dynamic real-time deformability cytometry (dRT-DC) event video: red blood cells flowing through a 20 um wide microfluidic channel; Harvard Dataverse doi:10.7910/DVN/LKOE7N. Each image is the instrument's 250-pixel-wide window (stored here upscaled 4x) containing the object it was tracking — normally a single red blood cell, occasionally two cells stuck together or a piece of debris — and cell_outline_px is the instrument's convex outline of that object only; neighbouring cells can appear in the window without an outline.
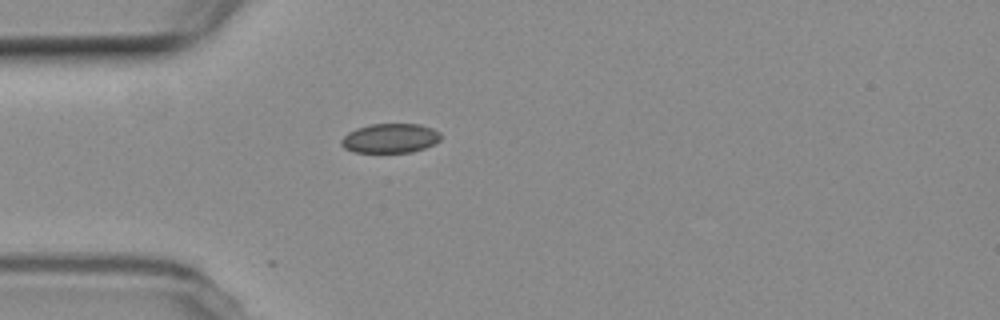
{"species": "common noctule bat (a hibernating species)", "species_latin": "Nyctalus noctula", "temperature_condition": "room temperature", "stored_images_in_passage": 1, "camera_frame_rate_fps": 3000, "um_per_image_px": 0.085, "animal": {"sex": "female", "body_mass_g": 19.3, "forearm_length_mm": 54.1}, "frame": {"image": 1, "passage_image": 1, "time_ms": 0.0, "image_size_px": [1000, 320], "cell_outline_px": [[440, 140], [424, 148], [412, 152], [356, 152], [344, 148], [340, 144], [340, 140], [348, 132], [356, 128], [372, 124], [420, 124], [432, 128], [440, 132]], "centroid_in_image_um": [33.15, 11.74], "position_along_channel_um": 51.9, "area_um2": 16.99}}